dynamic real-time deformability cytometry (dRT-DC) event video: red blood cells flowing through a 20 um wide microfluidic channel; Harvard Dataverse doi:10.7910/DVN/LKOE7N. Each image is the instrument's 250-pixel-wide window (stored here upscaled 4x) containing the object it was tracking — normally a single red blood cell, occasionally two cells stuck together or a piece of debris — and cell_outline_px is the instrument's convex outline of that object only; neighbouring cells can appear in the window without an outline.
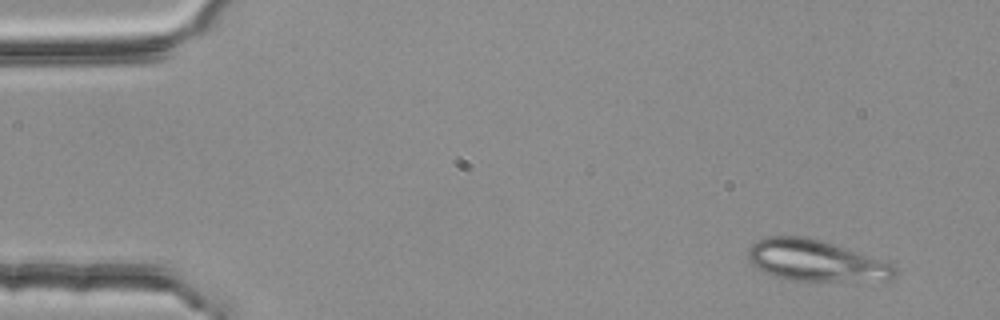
{"species": "common noctule bat (a hibernating species)", "species_latin": "Nyctalus noctula", "temperature_condition": "room temperature", "stored_images_in_passage": 4, "camera_frame_rate_fps": 3000, "um_per_image_px": 0.085, "animal": {"sex": "female", "body_mass_g": 25.1}, "frame": {"image": 1, "passage_image": 1, "time_ms": 0.0, "image_size_px": [1000, 320], "cell_outline_px": [[896, 276], [888, 280], [792, 280], [776, 276], [764, 272], [752, 264], [748, 260], [748, 248], [756, 240], [764, 236], [808, 236], [888, 260], [896, 264]], "centroid_in_image_um": [69.38, 22.12], "position_along_channel_um": 15.6, "area_um2": 35.6}}